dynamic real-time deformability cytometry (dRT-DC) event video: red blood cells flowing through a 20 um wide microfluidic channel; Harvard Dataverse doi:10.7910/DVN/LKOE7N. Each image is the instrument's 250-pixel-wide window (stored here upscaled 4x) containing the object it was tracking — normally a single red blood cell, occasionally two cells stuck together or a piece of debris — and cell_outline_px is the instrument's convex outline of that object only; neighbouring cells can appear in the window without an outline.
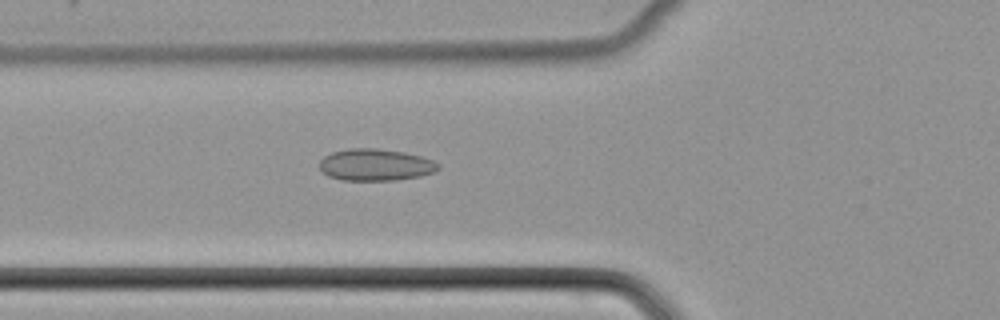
{"species": "common noctule bat (a hibernating species)", "species_latin": "Nyctalus noctula", "temperature_condition": "cold", "stored_images_in_passage": 52, "camera_frame_rate_fps": 3000, "um_per_image_px": 0.085, "animal": {"sex": "female", "body_mass_g": 22.7, "forearm_length_mm": 54.2}, "frame": {"image": 1, "passage_image": 20, "time_ms": 6.333, "image_size_px": [1000, 320], "cell_outline_px": [[440, 168], [436, 172], [420, 176], [396, 180], [344, 180], [328, 176], [320, 172], [320, 160], [324, 156], [332, 152], [348, 148], [376, 148], [404, 152], [420, 156], [432, 160], [440, 164]], "centroid_in_image_um": [31.91, 14.01], "position_along_channel_um": 93.9, "area_um2": 22.2}}
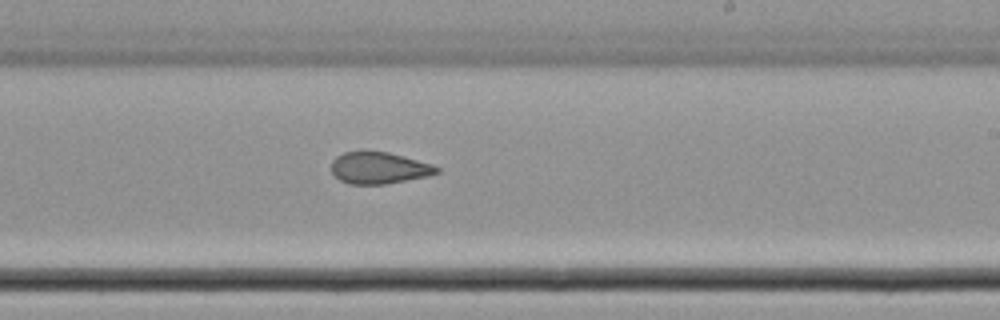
{"frame": {"image": 2, "passage_image": 32, "time_ms": 10.333, "image_size_px": [1000, 320], "cell_outline_px": [[440, 172], [428, 176], [384, 184], [348, 184], [340, 180], [332, 172], [332, 160], [336, 156], [344, 152], [388, 152], [432, 164], [440, 168]], "centroid_in_image_um": [32.22, 14.28], "position_along_channel_um": 256.8, "area_um2": 19.25}}
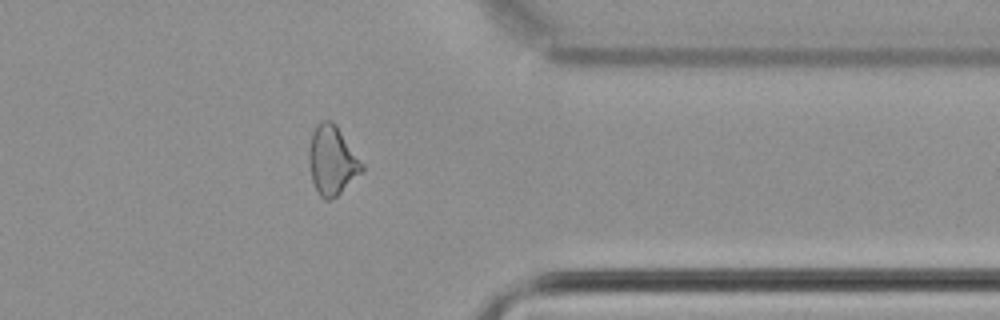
{"frame": {"image": 3, "passage_image": 42, "time_ms": 13.667, "image_size_px": [1000, 320], "cell_outline_px": [[364, 168], [336, 196], [328, 200], [324, 200], [320, 196], [312, 180], [308, 164], [308, 156], [312, 132], [316, 124], [320, 120], [332, 120], [336, 124], [364, 164]], "centroid_in_image_um": [28.2, 13.59], "position_along_channel_um": 383.2, "area_um2": 21.15}}